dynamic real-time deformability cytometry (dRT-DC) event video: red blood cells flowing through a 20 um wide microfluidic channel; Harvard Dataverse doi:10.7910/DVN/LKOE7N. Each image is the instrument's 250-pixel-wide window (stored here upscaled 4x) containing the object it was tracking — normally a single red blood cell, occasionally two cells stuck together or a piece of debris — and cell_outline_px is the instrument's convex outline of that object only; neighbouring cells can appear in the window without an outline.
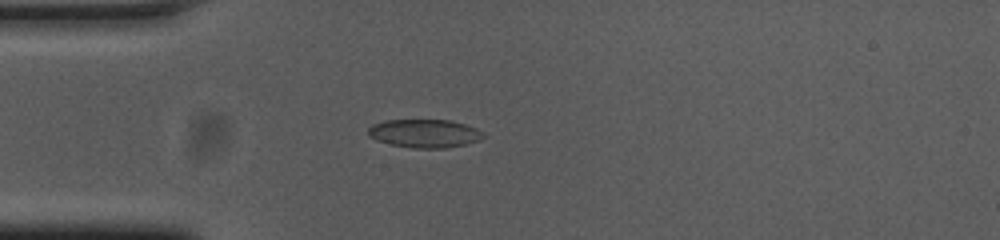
{"species": "common noctule bat (a hibernating species)", "species_latin": "Nyctalus noctula", "temperature_condition": "cold", "stored_images_in_passage": 41, "camera_frame_rate_fps": 3000, "um_per_image_px": 0.085, "animal": {"sex": "female", "body_mass_g": 23.0, "forearm_length_mm": 53.4}, "frame": {"image": 1, "passage_image": 1, "time_ms": 0.0, "image_size_px": [1000, 240], "cell_outline_px": [[484, 136], [480, 140], [464, 144], [444, 148], [412, 148], [392, 144], [376, 140], [368, 136], [368, 128], [372, 124], [384, 120], [452, 120], [476, 128], [484, 132]], "centroid_in_image_um": [36.07, 11.33], "position_along_channel_um": 48.9, "area_um2": 19.02}}
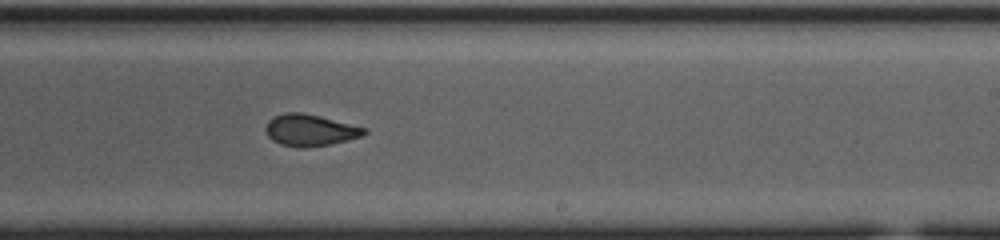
{"frame": {"image": 2, "passage_image": 19, "time_ms": 6.0, "image_size_px": [1000, 240], "cell_outline_px": [[368, 132], [364, 136], [348, 140], [328, 144], [304, 148], [300, 148], [280, 144], [272, 140], [268, 136], [264, 128], [268, 120], [272, 116], [284, 112], [300, 112], [320, 116], [368, 128]], "centroid_in_image_um": [26.35, 11.05], "position_along_channel_um": 262.6, "area_um2": 18.44}}
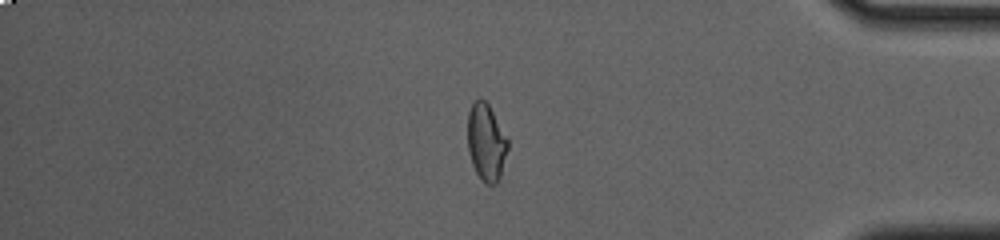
{"frame": {"image": 3, "passage_image": 32, "time_ms": 10.333, "image_size_px": [1000, 240], "cell_outline_px": [[508, 148], [500, 176], [496, 184], [488, 184], [480, 180], [472, 164], [468, 148], [468, 112], [472, 104], [480, 96], [488, 104], [508, 140]], "centroid_in_image_um": [41.32, 12.1], "position_along_channel_um": 393.9, "area_um2": 17.86}, "authors_computed_cell_mechanics": {"area_um2": 18.4382, "velocity_mm_per_s": 3.7414, "shape_relaxation_time_tau1_ms": null, "shape_relaxation_time_tau2_ms": 1.5524, "deformation_change_tau1": null, "deformation_change_tau2": 0.0682}}